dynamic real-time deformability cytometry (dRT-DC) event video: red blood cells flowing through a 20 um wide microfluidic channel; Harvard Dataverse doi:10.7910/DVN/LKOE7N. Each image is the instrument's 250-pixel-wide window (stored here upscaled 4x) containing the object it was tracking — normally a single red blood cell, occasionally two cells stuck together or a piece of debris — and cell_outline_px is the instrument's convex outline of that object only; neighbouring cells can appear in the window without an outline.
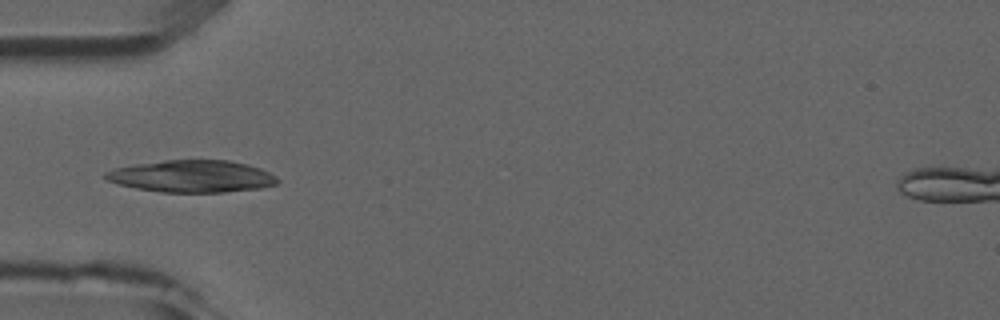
{"species": "common noctule bat (a hibernating species)", "species_latin": "Nyctalus noctula", "temperature_condition": "room temperature", "stored_images_in_passage": 6, "camera_frame_rate_fps": 3000, "um_per_image_px": 0.085, "animal": {"sex": "male", "forearm_length_mm": 52.5}, "frame": {"image": 1, "passage_image": 4, "time_ms": 4.333, "image_size_px": [1000, 320], "cell_outline_px": [[280, 180], [276, 184], [260, 188], [224, 192], [160, 192], [136, 188], [116, 184], [108, 180], [104, 176], [104, 172], [116, 168], [136, 164], [164, 160], [228, 160], [248, 164], [260, 168], [276, 176]], "centroid_in_image_um": [16.32, 14.98], "position_along_channel_um": 68.7, "area_um2": 32.14}}
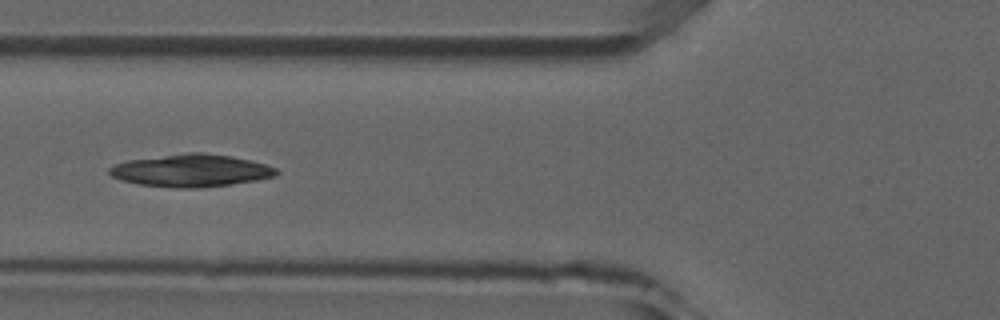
{"frame": {"image": 2, "passage_image": 5, "time_ms": 5.333, "image_size_px": [1000, 320], "cell_outline_px": [[280, 172], [276, 176], [256, 180], [232, 184], [200, 188], [176, 188], [140, 184], [124, 180], [112, 176], [108, 172], [108, 168], [116, 164], [128, 160], [188, 152], [204, 152], [232, 156], [252, 160], [276, 168]], "centroid_in_image_um": [16.28, 14.49], "position_along_channel_um": 109.5, "area_um2": 31.62}}
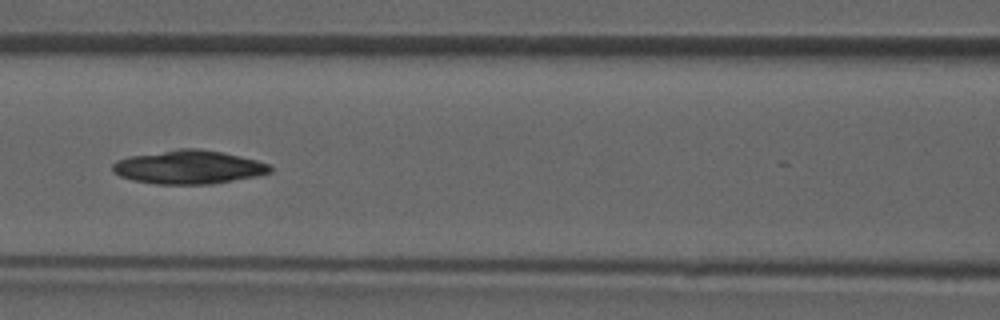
{"frame": {"image": 3, "passage_image": 6, "time_ms": 6.333, "image_size_px": [1000, 320], "cell_outline_px": [[272, 172], [256, 176], [212, 184], [156, 184], [132, 180], [120, 176], [112, 168], [112, 164], [116, 160], [128, 156], [180, 148], [196, 148], [220, 152], [240, 156], [256, 160], [268, 164], [272, 168]], "centroid_in_image_um": [16.02, 14.2], "position_along_channel_um": 150.6, "area_um2": 30.75}}